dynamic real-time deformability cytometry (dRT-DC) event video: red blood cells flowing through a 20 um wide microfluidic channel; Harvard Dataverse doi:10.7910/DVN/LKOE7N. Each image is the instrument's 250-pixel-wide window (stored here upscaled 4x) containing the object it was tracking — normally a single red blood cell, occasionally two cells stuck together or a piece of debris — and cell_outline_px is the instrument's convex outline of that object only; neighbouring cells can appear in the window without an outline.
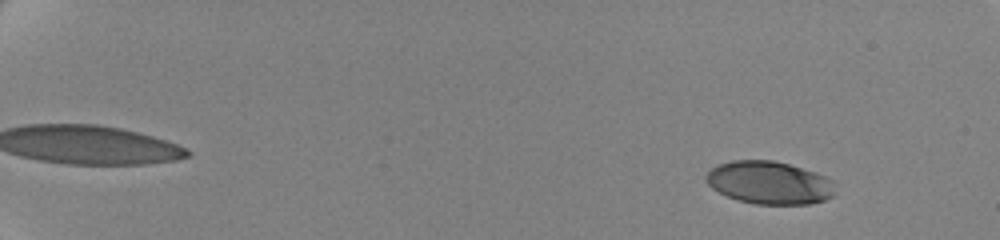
{"species": "human", "species_latin": "Homo sapiens", "temperature_condition": "cold", "stored_images_in_passage": 62, "camera_frame_rate_fps": 3000, "um_per_image_px": 0.085, "donor": {"sex": "female"}, "frame": {"image": 1, "passage_image": 8, "time_ms": 2.333, "image_size_px": [1000, 240], "cell_outline_px": [[832, 196], [824, 200], [808, 204], [756, 204], [736, 200], [712, 188], [704, 180], [704, 176], [716, 164], [732, 160], [772, 160], [788, 164], [816, 172], [832, 180]], "centroid_in_image_um": [65.33, 15.52], "position_along_channel_um": 19.7, "area_um2": 32.14}}
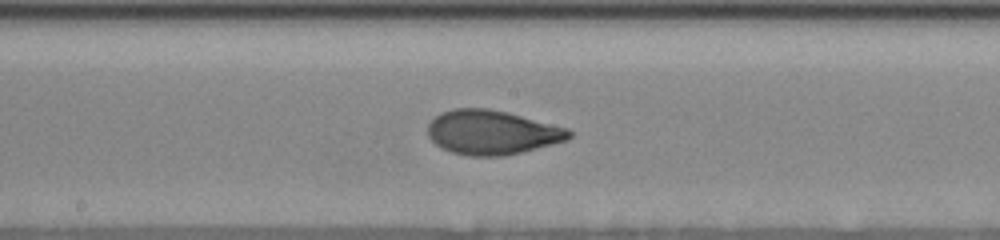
{"frame": {"image": 2, "passage_image": 38, "time_ms": 12.333, "image_size_px": [1000, 240], "cell_outline_px": [[572, 136], [568, 140], [504, 156], [468, 156], [452, 152], [440, 148], [428, 136], [428, 124], [440, 112], [452, 108], [488, 108], [508, 112], [568, 128], [572, 132]], "centroid_in_image_um": [41.81, 11.24], "position_along_channel_um": 206.4, "area_um2": 36.59}}
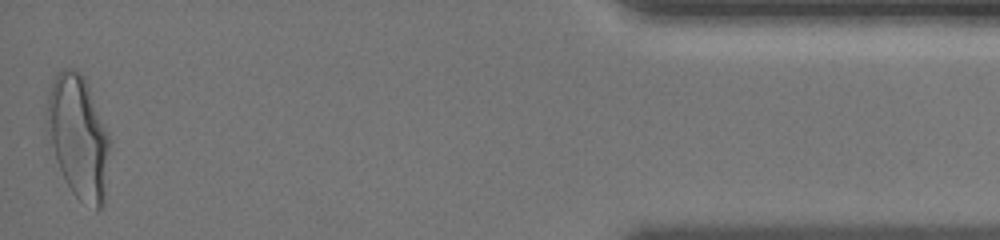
{"frame": {"image": 3, "passage_image": 62, "time_ms": 20.333, "image_size_px": [1000, 240], "cell_outline_px": [[108, 148], [104, 204], [96, 212], [80, 200], [72, 192], [64, 180], [56, 160], [52, 144], [48, 108], [48, 96], [52, 84], [56, 76], [64, 68], [72, 68], [80, 72], [84, 76], [108, 132]], "centroid_in_image_um": [6.69, 11.67], "position_along_channel_um": 428.5, "area_um2": 43.64}, "authors_computed_cell_mechanics": {"area_um2": 35.4314, "velocity_mm_per_s": 3.4959, "shape_relaxation_time_tau1_ms": 3.9514, "shape_relaxation_time_tau2_ms": 1.0062, "deformation_change_tau1": 0.1807, "deformation_change_tau2": 0.0673}}